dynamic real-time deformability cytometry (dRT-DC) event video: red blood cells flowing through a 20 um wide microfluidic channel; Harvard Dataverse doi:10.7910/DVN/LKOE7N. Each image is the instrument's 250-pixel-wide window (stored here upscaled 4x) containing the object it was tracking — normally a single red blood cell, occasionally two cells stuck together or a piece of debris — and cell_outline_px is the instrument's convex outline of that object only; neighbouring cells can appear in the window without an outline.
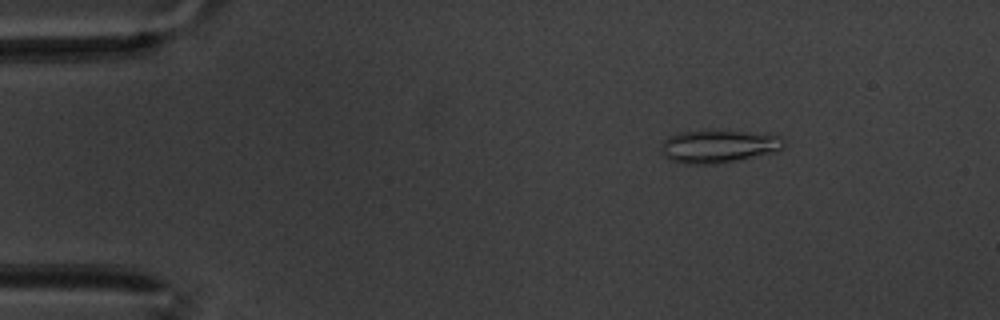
{"species": "common noctule bat (a hibernating species)", "species_latin": "Nyctalus noctula", "temperature_condition": "warm", "stored_images_in_passage": 9, "camera_frame_rate_fps": 3000, "um_per_image_px": 0.085, "animal": {"sex": "male", "body_mass_g": 20.1, "forearm_length_mm": 53.5}, "frame": {"image": 1, "passage_image": 1, "time_ms": 0.0, "image_size_px": [1000, 320], "cell_outline_px": [[784, 148], [776, 152], [724, 164], [684, 164], [668, 160], [660, 152], [660, 144], [668, 136], [680, 132], [744, 132], [780, 136], [784, 140]], "centroid_in_image_um": [61.05, 12.49], "position_along_channel_um": 24.0, "area_um2": 23.58}}